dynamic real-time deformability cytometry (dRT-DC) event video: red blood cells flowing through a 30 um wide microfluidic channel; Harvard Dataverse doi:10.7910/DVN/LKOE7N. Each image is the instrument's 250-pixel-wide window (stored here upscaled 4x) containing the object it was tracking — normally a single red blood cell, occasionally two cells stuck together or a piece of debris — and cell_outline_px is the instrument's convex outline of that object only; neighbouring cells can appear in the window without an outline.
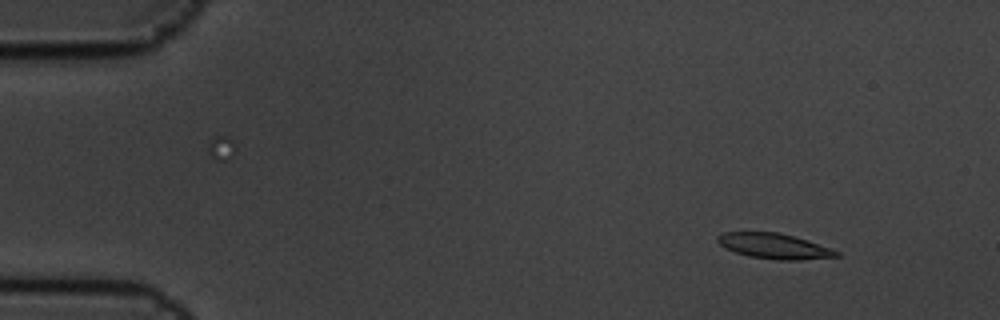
{"species": "common noctule bat (a hibernating species)", "species_latin": "Nyctalus noctula", "temperature_condition": "cold", "stored_images_in_passage": 15, "camera_frame_rate_fps": 3000, "um_per_image_px": 0.085, "animal": {"sex": "male", "body_mass_g": 19.5, "forearm_length_mm": 54.6}, "frame": {"image": 1, "passage_image": 2, "time_ms": 0.333, "image_size_px": [1000, 320], "cell_outline_px": [[840, 256], [800, 260], [780, 260], [748, 256], [724, 248], [716, 240], [716, 236], [724, 232], [776, 232], [808, 240], [840, 252]], "centroid_in_image_um": [65.78, 20.92], "position_along_channel_um": 19.2, "area_um2": 17.46}}
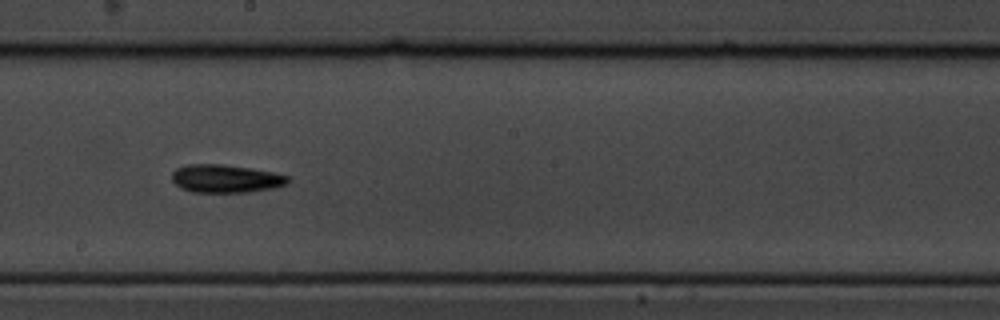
{"frame": {"image": 2, "passage_image": 9, "time_ms": 2.667, "image_size_px": [1000, 320], "cell_outline_px": [[288, 184], [272, 188], [248, 192], [192, 192], [180, 188], [172, 180], [172, 172], [176, 168], [188, 164], [224, 164], [272, 172], [288, 176]], "centroid_in_image_um": [19.15, 15.18], "position_along_channel_um": 229.1, "area_um2": 18.9}}
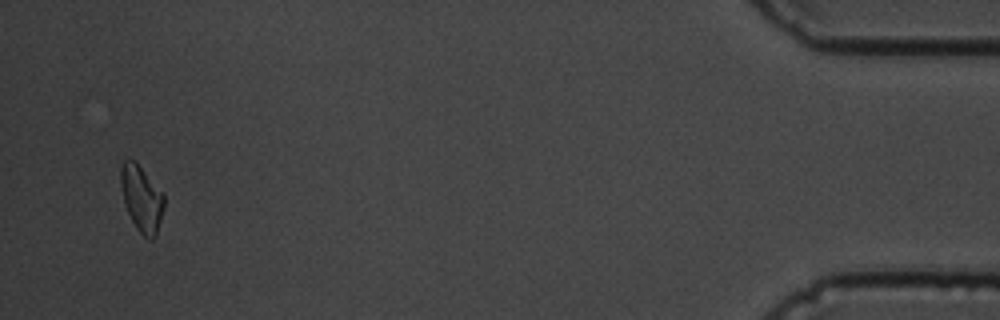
{"frame": {"image": 3, "passage_image": 15, "time_ms": 4.667, "image_size_px": [1000, 320], "cell_outline_px": [[164, 208], [156, 236], [152, 240], [148, 240], [136, 228], [128, 212], [124, 200], [120, 180], [120, 168], [124, 160], [136, 160], [164, 192]], "centroid_in_image_um": [12.06, 16.85], "position_along_channel_um": 423.1, "area_um2": 16.88}}